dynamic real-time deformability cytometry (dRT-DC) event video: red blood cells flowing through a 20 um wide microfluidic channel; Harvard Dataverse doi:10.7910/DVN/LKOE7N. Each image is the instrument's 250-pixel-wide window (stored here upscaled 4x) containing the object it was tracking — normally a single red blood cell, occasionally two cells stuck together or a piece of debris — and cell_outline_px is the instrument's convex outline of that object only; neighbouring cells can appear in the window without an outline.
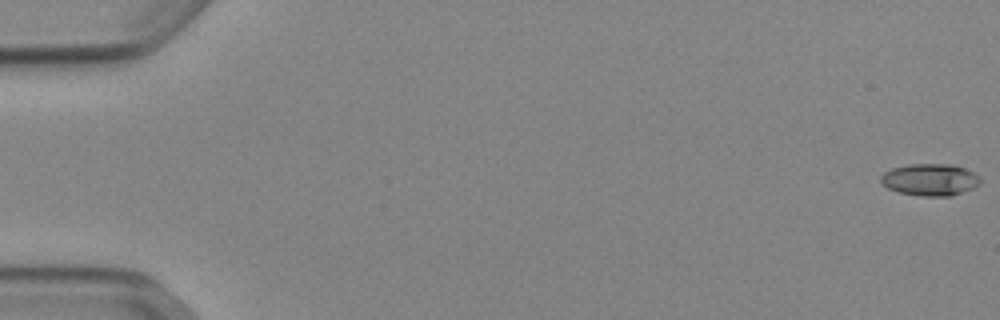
{"species": "Egyptian fruit bat (a non-hibernating species)", "species_latin": "Rousettus aegyptiacus", "temperature_condition": "cold", "stored_images_in_passage": 53, "camera_frame_rate_fps": 3000, "um_per_image_px": 0.085, "animal": {"sex": "female"}, "frame": {"image": 1, "passage_image": 1, "time_ms": 0.0, "image_size_px": [1000, 320], "cell_outline_px": [[980, 184], [972, 188], [952, 196], [920, 196], [900, 192], [888, 188], [880, 184], [880, 176], [884, 172], [892, 168], [908, 164], [952, 164], [964, 168], [980, 176]], "centroid_in_image_um": [79.03, 15.27], "position_along_channel_um": 6.0, "area_um2": 18.61}}
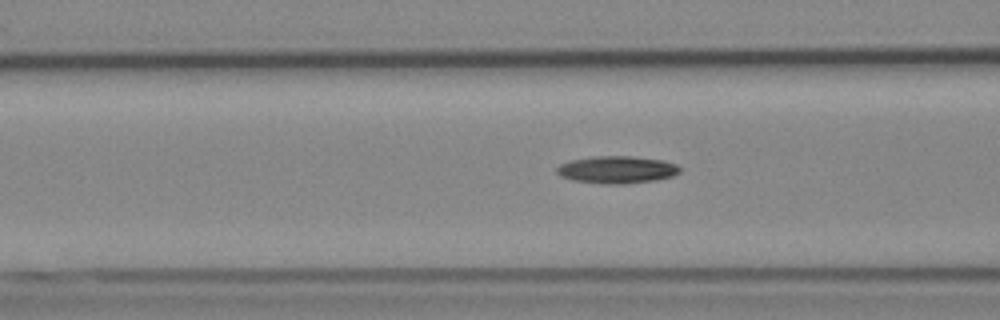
{"frame": {"image": 2, "passage_image": 22, "time_ms": 7.0, "image_size_px": [1000, 320], "cell_outline_px": [[680, 172], [672, 176], [656, 180], [624, 184], [600, 184], [572, 180], [560, 176], [556, 172], [556, 168], [560, 164], [572, 160], [596, 156], [632, 156], [664, 160], [676, 164], [680, 168]], "centroid_in_image_um": [52.43, 14.43], "position_along_channel_um": 114.2, "area_um2": 19.71}}
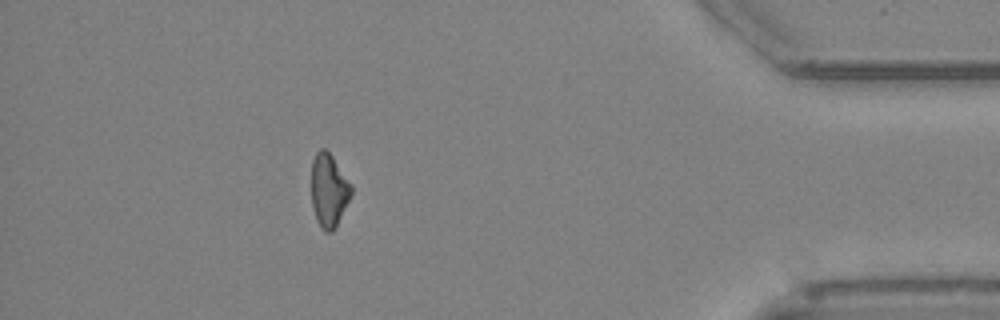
{"frame": {"image": 3, "passage_image": 48, "time_ms": 15.667, "image_size_px": [1000, 320], "cell_outline_px": [[352, 192], [336, 228], [332, 232], [324, 232], [320, 228], [316, 220], [312, 208], [312, 160], [316, 152], [320, 148], [324, 148], [332, 156], [352, 184]], "centroid_in_image_um": [27.94, 16.2], "position_along_channel_um": 407.3, "area_um2": 17.17}, "authors_computed_cell_mechanics": {"area_um2": 18.0336, "velocity_mm_per_s": 3.8959, "shape_relaxation_time_tau1_ms": 7.2983, "shape_relaxation_time_tau2_ms": null, "deformation_change_tau1": 0.1696, "deformation_change_tau2": null}}